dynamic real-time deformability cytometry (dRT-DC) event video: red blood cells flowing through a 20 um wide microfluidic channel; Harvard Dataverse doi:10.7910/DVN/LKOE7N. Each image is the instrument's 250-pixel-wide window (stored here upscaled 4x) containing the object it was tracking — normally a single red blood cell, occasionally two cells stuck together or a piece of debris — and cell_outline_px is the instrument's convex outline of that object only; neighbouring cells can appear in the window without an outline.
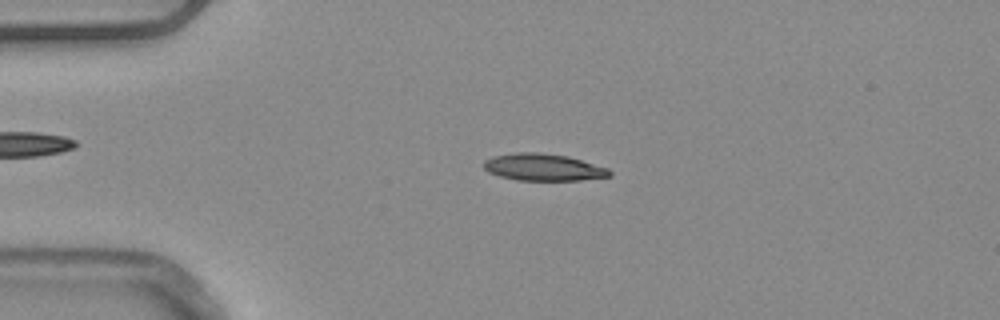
{"species": "common noctule bat (a hibernating species)", "species_latin": "Nyctalus noctula", "temperature_condition": "warm", "stored_images_in_passage": 52, "camera_frame_rate_fps": 3000, "um_per_image_px": 0.085, "animal": {"sex": "male", "body_mass_g": 20.4}, "frame": {"image": 1, "passage_image": 12, "time_ms": 3.667, "image_size_px": [1000, 320], "cell_outline_px": [[612, 176], [580, 180], [516, 180], [500, 176], [488, 172], [484, 168], [484, 160], [492, 156], [516, 152], [540, 152], [568, 156], [608, 168], [612, 172]], "centroid_in_image_um": [46.18, 14.21], "position_along_channel_um": 38.8, "area_um2": 19.88}}
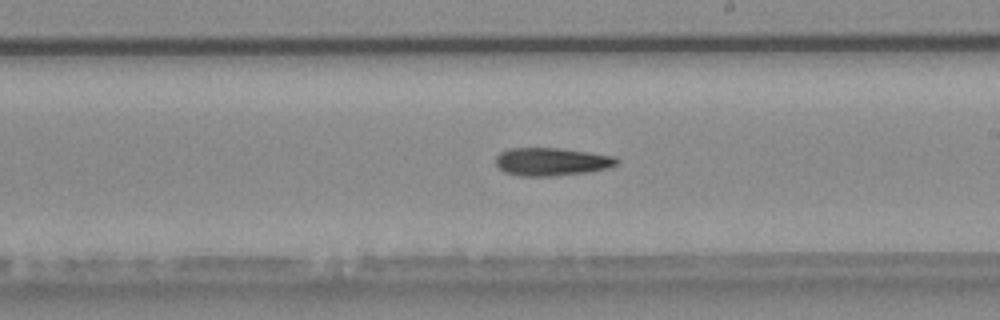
{"frame": {"image": 2, "passage_image": 30, "time_ms": 9.667, "image_size_px": [1000, 320], "cell_outline_px": [[620, 160], [616, 164], [608, 168], [584, 172], [552, 176], [520, 176], [504, 172], [496, 164], [496, 156], [500, 152], [508, 148], [560, 148], [616, 156]], "centroid_in_image_um": [46.87, 13.73], "position_along_channel_um": 242.1, "area_um2": 19.71}}